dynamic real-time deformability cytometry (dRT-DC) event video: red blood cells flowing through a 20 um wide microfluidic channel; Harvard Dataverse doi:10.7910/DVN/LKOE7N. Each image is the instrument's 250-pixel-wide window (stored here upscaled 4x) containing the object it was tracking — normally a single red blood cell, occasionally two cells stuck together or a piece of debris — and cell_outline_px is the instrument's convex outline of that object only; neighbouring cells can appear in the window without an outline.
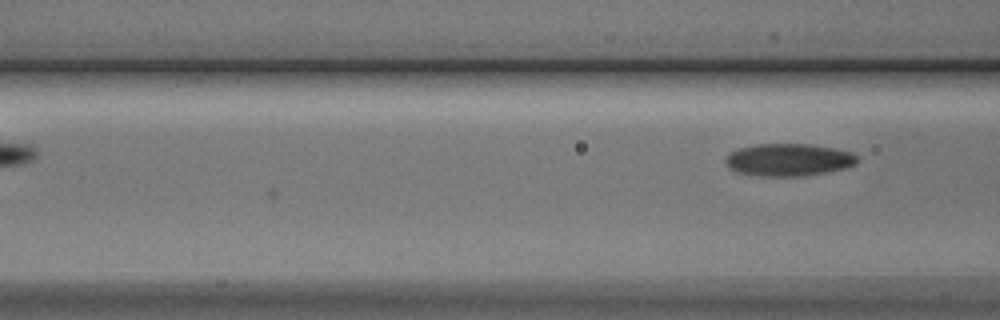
{"species": "Egyptian fruit bat (a non-hibernating species)", "species_latin": "Rousettus aegyptiacus", "temperature_condition": "cold", "stored_images_in_passage": 7, "camera_frame_rate_fps": 3000, "um_per_image_px": 0.085, "animal": {"sex": "male"}, "frame": {"image": 1, "passage_image": 7, "time_ms": 7.667, "image_size_px": [1000, 320], "cell_outline_px": [[860, 160], [856, 164], [848, 168], [828, 172], [804, 176], [760, 176], [736, 172], [728, 168], [724, 160], [728, 152], [736, 148], [756, 144], [812, 144], [836, 148], [852, 152]], "centroid_in_image_um": [67.03, 13.58], "position_along_channel_um": 99.6, "area_um2": 25.49}}